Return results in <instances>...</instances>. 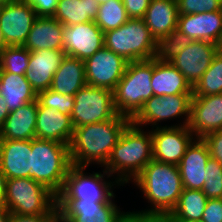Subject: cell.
Listing matches in <instances>:
<instances>
[{
	"label": "cell",
	"instance_id": "obj_1",
	"mask_svg": "<svg viewBox=\"0 0 222 222\" xmlns=\"http://www.w3.org/2000/svg\"><path fill=\"white\" fill-rule=\"evenodd\" d=\"M131 119L117 114L113 119L74 127L69 144L70 162L75 167H103Z\"/></svg>",
	"mask_w": 222,
	"mask_h": 222
},
{
	"label": "cell",
	"instance_id": "obj_2",
	"mask_svg": "<svg viewBox=\"0 0 222 222\" xmlns=\"http://www.w3.org/2000/svg\"><path fill=\"white\" fill-rule=\"evenodd\" d=\"M153 159L151 130L145 131L130 123L104 165V170L110 175L116 173V179L121 185L130 183Z\"/></svg>",
	"mask_w": 222,
	"mask_h": 222
},
{
	"label": "cell",
	"instance_id": "obj_3",
	"mask_svg": "<svg viewBox=\"0 0 222 222\" xmlns=\"http://www.w3.org/2000/svg\"><path fill=\"white\" fill-rule=\"evenodd\" d=\"M143 192L151 208L142 211L171 212L183 191L177 165L152 159L132 181Z\"/></svg>",
	"mask_w": 222,
	"mask_h": 222
},
{
	"label": "cell",
	"instance_id": "obj_4",
	"mask_svg": "<svg viewBox=\"0 0 222 222\" xmlns=\"http://www.w3.org/2000/svg\"><path fill=\"white\" fill-rule=\"evenodd\" d=\"M71 166L68 144L32 139L29 178L41 183L58 196L64 188Z\"/></svg>",
	"mask_w": 222,
	"mask_h": 222
},
{
	"label": "cell",
	"instance_id": "obj_5",
	"mask_svg": "<svg viewBox=\"0 0 222 222\" xmlns=\"http://www.w3.org/2000/svg\"><path fill=\"white\" fill-rule=\"evenodd\" d=\"M153 59L128 62L125 73L113 91L119 115L132 119L153 95Z\"/></svg>",
	"mask_w": 222,
	"mask_h": 222
},
{
	"label": "cell",
	"instance_id": "obj_6",
	"mask_svg": "<svg viewBox=\"0 0 222 222\" xmlns=\"http://www.w3.org/2000/svg\"><path fill=\"white\" fill-rule=\"evenodd\" d=\"M104 46L128 62L156 58L158 42L143 18H129L120 27L104 33Z\"/></svg>",
	"mask_w": 222,
	"mask_h": 222
},
{
	"label": "cell",
	"instance_id": "obj_7",
	"mask_svg": "<svg viewBox=\"0 0 222 222\" xmlns=\"http://www.w3.org/2000/svg\"><path fill=\"white\" fill-rule=\"evenodd\" d=\"M2 205L10 213L36 216L48 214L57 205V196L31 178H13L6 181Z\"/></svg>",
	"mask_w": 222,
	"mask_h": 222
},
{
	"label": "cell",
	"instance_id": "obj_8",
	"mask_svg": "<svg viewBox=\"0 0 222 222\" xmlns=\"http://www.w3.org/2000/svg\"><path fill=\"white\" fill-rule=\"evenodd\" d=\"M86 167L71 166L62 192L57 200H84L92 202H110L115 195L112 186L121 184L115 179L113 182L105 180L111 177L104 169L103 174L94 172L85 173Z\"/></svg>",
	"mask_w": 222,
	"mask_h": 222
},
{
	"label": "cell",
	"instance_id": "obj_9",
	"mask_svg": "<svg viewBox=\"0 0 222 222\" xmlns=\"http://www.w3.org/2000/svg\"><path fill=\"white\" fill-rule=\"evenodd\" d=\"M70 113L74 127L113 119L118 113L114 107L113 91L85 85L74 96Z\"/></svg>",
	"mask_w": 222,
	"mask_h": 222
},
{
	"label": "cell",
	"instance_id": "obj_10",
	"mask_svg": "<svg viewBox=\"0 0 222 222\" xmlns=\"http://www.w3.org/2000/svg\"><path fill=\"white\" fill-rule=\"evenodd\" d=\"M193 94L164 95L162 97L152 96L145 101L139 112L131 119V123L138 127L147 125L161 127L159 122L179 118L185 119L183 123L172 126H188ZM143 125V126H142Z\"/></svg>",
	"mask_w": 222,
	"mask_h": 222
},
{
	"label": "cell",
	"instance_id": "obj_11",
	"mask_svg": "<svg viewBox=\"0 0 222 222\" xmlns=\"http://www.w3.org/2000/svg\"><path fill=\"white\" fill-rule=\"evenodd\" d=\"M60 222H128V213L110 202L57 200Z\"/></svg>",
	"mask_w": 222,
	"mask_h": 222
},
{
	"label": "cell",
	"instance_id": "obj_12",
	"mask_svg": "<svg viewBox=\"0 0 222 222\" xmlns=\"http://www.w3.org/2000/svg\"><path fill=\"white\" fill-rule=\"evenodd\" d=\"M128 61L103 46L84 60L87 85L114 91L123 77Z\"/></svg>",
	"mask_w": 222,
	"mask_h": 222
},
{
	"label": "cell",
	"instance_id": "obj_13",
	"mask_svg": "<svg viewBox=\"0 0 222 222\" xmlns=\"http://www.w3.org/2000/svg\"><path fill=\"white\" fill-rule=\"evenodd\" d=\"M153 159L178 165L187 147L195 139L188 126L157 127L151 130Z\"/></svg>",
	"mask_w": 222,
	"mask_h": 222
},
{
	"label": "cell",
	"instance_id": "obj_14",
	"mask_svg": "<svg viewBox=\"0 0 222 222\" xmlns=\"http://www.w3.org/2000/svg\"><path fill=\"white\" fill-rule=\"evenodd\" d=\"M37 18L26 0H11L0 12V29L8 46H23Z\"/></svg>",
	"mask_w": 222,
	"mask_h": 222
},
{
	"label": "cell",
	"instance_id": "obj_15",
	"mask_svg": "<svg viewBox=\"0 0 222 222\" xmlns=\"http://www.w3.org/2000/svg\"><path fill=\"white\" fill-rule=\"evenodd\" d=\"M221 46L204 40L190 43L170 63L175 66L192 87L201 79L209 68L215 54Z\"/></svg>",
	"mask_w": 222,
	"mask_h": 222
},
{
	"label": "cell",
	"instance_id": "obj_16",
	"mask_svg": "<svg viewBox=\"0 0 222 222\" xmlns=\"http://www.w3.org/2000/svg\"><path fill=\"white\" fill-rule=\"evenodd\" d=\"M63 45L66 55L86 60L104 46V32L94 21L64 26Z\"/></svg>",
	"mask_w": 222,
	"mask_h": 222
},
{
	"label": "cell",
	"instance_id": "obj_17",
	"mask_svg": "<svg viewBox=\"0 0 222 222\" xmlns=\"http://www.w3.org/2000/svg\"><path fill=\"white\" fill-rule=\"evenodd\" d=\"M188 128L195 138L222 130V93L192 97Z\"/></svg>",
	"mask_w": 222,
	"mask_h": 222
},
{
	"label": "cell",
	"instance_id": "obj_18",
	"mask_svg": "<svg viewBox=\"0 0 222 222\" xmlns=\"http://www.w3.org/2000/svg\"><path fill=\"white\" fill-rule=\"evenodd\" d=\"M177 29L193 41H209L222 47V10L178 15Z\"/></svg>",
	"mask_w": 222,
	"mask_h": 222
},
{
	"label": "cell",
	"instance_id": "obj_19",
	"mask_svg": "<svg viewBox=\"0 0 222 222\" xmlns=\"http://www.w3.org/2000/svg\"><path fill=\"white\" fill-rule=\"evenodd\" d=\"M207 144L202 138H195L187 147L181 162L177 165L183 188L202 190L205 182L206 163L210 159Z\"/></svg>",
	"mask_w": 222,
	"mask_h": 222
},
{
	"label": "cell",
	"instance_id": "obj_20",
	"mask_svg": "<svg viewBox=\"0 0 222 222\" xmlns=\"http://www.w3.org/2000/svg\"><path fill=\"white\" fill-rule=\"evenodd\" d=\"M65 55L64 51L49 49L30 52L25 77L36 93L51 87L54 73Z\"/></svg>",
	"mask_w": 222,
	"mask_h": 222
},
{
	"label": "cell",
	"instance_id": "obj_21",
	"mask_svg": "<svg viewBox=\"0 0 222 222\" xmlns=\"http://www.w3.org/2000/svg\"><path fill=\"white\" fill-rule=\"evenodd\" d=\"M32 140H0V168L7 179L29 178Z\"/></svg>",
	"mask_w": 222,
	"mask_h": 222
},
{
	"label": "cell",
	"instance_id": "obj_22",
	"mask_svg": "<svg viewBox=\"0 0 222 222\" xmlns=\"http://www.w3.org/2000/svg\"><path fill=\"white\" fill-rule=\"evenodd\" d=\"M73 132L74 126L70 115L42 106L38 102L35 138L54 140L69 145Z\"/></svg>",
	"mask_w": 222,
	"mask_h": 222
},
{
	"label": "cell",
	"instance_id": "obj_23",
	"mask_svg": "<svg viewBox=\"0 0 222 222\" xmlns=\"http://www.w3.org/2000/svg\"><path fill=\"white\" fill-rule=\"evenodd\" d=\"M63 31L64 25L57 19L37 17L23 47L30 52L44 49L64 51Z\"/></svg>",
	"mask_w": 222,
	"mask_h": 222
},
{
	"label": "cell",
	"instance_id": "obj_24",
	"mask_svg": "<svg viewBox=\"0 0 222 222\" xmlns=\"http://www.w3.org/2000/svg\"><path fill=\"white\" fill-rule=\"evenodd\" d=\"M38 101L27 103L9 113L0 129V140H32L35 138Z\"/></svg>",
	"mask_w": 222,
	"mask_h": 222
},
{
	"label": "cell",
	"instance_id": "obj_25",
	"mask_svg": "<svg viewBox=\"0 0 222 222\" xmlns=\"http://www.w3.org/2000/svg\"><path fill=\"white\" fill-rule=\"evenodd\" d=\"M153 95L193 94V87L184 75L170 62L153 58V76L151 79Z\"/></svg>",
	"mask_w": 222,
	"mask_h": 222
},
{
	"label": "cell",
	"instance_id": "obj_26",
	"mask_svg": "<svg viewBox=\"0 0 222 222\" xmlns=\"http://www.w3.org/2000/svg\"><path fill=\"white\" fill-rule=\"evenodd\" d=\"M143 19L151 35L159 42L177 28L178 11L176 0H150Z\"/></svg>",
	"mask_w": 222,
	"mask_h": 222
},
{
	"label": "cell",
	"instance_id": "obj_27",
	"mask_svg": "<svg viewBox=\"0 0 222 222\" xmlns=\"http://www.w3.org/2000/svg\"><path fill=\"white\" fill-rule=\"evenodd\" d=\"M87 85L84 60L65 55L54 73L50 89L64 95L74 96Z\"/></svg>",
	"mask_w": 222,
	"mask_h": 222
},
{
	"label": "cell",
	"instance_id": "obj_28",
	"mask_svg": "<svg viewBox=\"0 0 222 222\" xmlns=\"http://www.w3.org/2000/svg\"><path fill=\"white\" fill-rule=\"evenodd\" d=\"M0 94L7 103L10 112L37 100V93L27 81L25 75L0 70Z\"/></svg>",
	"mask_w": 222,
	"mask_h": 222
},
{
	"label": "cell",
	"instance_id": "obj_29",
	"mask_svg": "<svg viewBox=\"0 0 222 222\" xmlns=\"http://www.w3.org/2000/svg\"><path fill=\"white\" fill-rule=\"evenodd\" d=\"M99 6L96 0H59L53 18L64 26L95 21Z\"/></svg>",
	"mask_w": 222,
	"mask_h": 222
},
{
	"label": "cell",
	"instance_id": "obj_30",
	"mask_svg": "<svg viewBox=\"0 0 222 222\" xmlns=\"http://www.w3.org/2000/svg\"><path fill=\"white\" fill-rule=\"evenodd\" d=\"M207 201L202 190L184 188L171 212L178 222H200Z\"/></svg>",
	"mask_w": 222,
	"mask_h": 222
},
{
	"label": "cell",
	"instance_id": "obj_31",
	"mask_svg": "<svg viewBox=\"0 0 222 222\" xmlns=\"http://www.w3.org/2000/svg\"><path fill=\"white\" fill-rule=\"evenodd\" d=\"M222 93V47L215 54L209 68L193 87L192 97Z\"/></svg>",
	"mask_w": 222,
	"mask_h": 222
},
{
	"label": "cell",
	"instance_id": "obj_32",
	"mask_svg": "<svg viewBox=\"0 0 222 222\" xmlns=\"http://www.w3.org/2000/svg\"><path fill=\"white\" fill-rule=\"evenodd\" d=\"M128 19L129 18L122 1L109 0L100 4L97 17L94 22L105 33L125 24Z\"/></svg>",
	"mask_w": 222,
	"mask_h": 222
},
{
	"label": "cell",
	"instance_id": "obj_33",
	"mask_svg": "<svg viewBox=\"0 0 222 222\" xmlns=\"http://www.w3.org/2000/svg\"><path fill=\"white\" fill-rule=\"evenodd\" d=\"M30 51L23 46H7L0 54V70L25 75Z\"/></svg>",
	"mask_w": 222,
	"mask_h": 222
},
{
	"label": "cell",
	"instance_id": "obj_34",
	"mask_svg": "<svg viewBox=\"0 0 222 222\" xmlns=\"http://www.w3.org/2000/svg\"><path fill=\"white\" fill-rule=\"evenodd\" d=\"M192 42L189 36L176 28L158 42L156 58L162 62H170Z\"/></svg>",
	"mask_w": 222,
	"mask_h": 222
},
{
	"label": "cell",
	"instance_id": "obj_35",
	"mask_svg": "<svg viewBox=\"0 0 222 222\" xmlns=\"http://www.w3.org/2000/svg\"><path fill=\"white\" fill-rule=\"evenodd\" d=\"M205 170V182L202 191L208 199L222 198V165L210 157Z\"/></svg>",
	"mask_w": 222,
	"mask_h": 222
},
{
	"label": "cell",
	"instance_id": "obj_36",
	"mask_svg": "<svg viewBox=\"0 0 222 222\" xmlns=\"http://www.w3.org/2000/svg\"><path fill=\"white\" fill-rule=\"evenodd\" d=\"M37 101L45 107L54 108L58 112L70 115L74 107V97L61 94L52 89L37 93Z\"/></svg>",
	"mask_w": 222,
	"mask_h": 222
},
{
	"label": "cell",
	"instance_id": "obj_37",
	"mask_svg": "<svg viewBox=\"0 0 222 222\" xmlns=\"http://www.w3.org/2000/svg\"><path fill=\"white\" fill-rule=\"evenodd\" d=\"M178 15L222 10V0H176Z\"/></svg>",
	"mask_w": 222,
	"mask_h": 222
},
{
	"label": "cell",
	"instance_id": "obj_38",
	"mask_svg": "<svg viewBox=\"0 0 222 222\" xmlns=\"http://www.w3.org/2000/svg\"><path fill=\"white\" fill-rule=\"evenodd\" d=\"M128 222H178L172 212L133 211L128 213Z\"/></svg>",
	"mask_w": 222,
	"mask_h": 222
},
{
	"label": "cell",
	"instance_id": "obj_39",
	"mask_svg": "<svg viewBox=\"0 0 222 222\" xmlns=\"http://www.w3.org/2000/svg\"><path fill=\"white\" fill-rule=\"evenodd\" d=\"M9 222H60V212L56 205L48 214L27 216L11 213Z\"/></svg>",
	"mask_w": 222,
	"mask_h": 222
},
{
	"label": "cell",
	"instance_id": "obj_40",
	"mask_svg": "<svg viewBox=\"0 0 222 222\" xmlns=\"http://www.w3.org/2000/svg\"><path fill=\"white\" fill-rule=\"evenodd\" d=\"M202 139L208 146L211 158L222 165V130L211 132Z\"/></svg>",
	"mask_w": 222,
	"mask_h": 222
},
{
	"label": "cell",
	"instance_id": "obj_41",
	"mask_svg": "<svg viewBox=\"0 0 222 222\" xmlns=\"http://www.w3.org/2000/svg\"><path fill=\"white\" fill-rule=\"evenodd\" d=\"M200 222H222V198L208 199Z\"/></svg>",
	"mask_w": 222,
	"mask_h": 222
},
{
	"label": "cell",
	"instance_id": "obj_42",
	"mask_svg": "<svg viewBox=\"0 0 222 222\" xmlns=\"http://www.w3.org/2000/svg\"><path fill=\"white\" fill-rule=\"evenodd\" d=\"M35 10L37 17H53L59 0H26Z\"/></svg>",
	"mask_w": 222,
	"mask_h": 222
},
{
	"label": "cell",
	"instance_id": "obj_43",
	"mask_svg": "<svg viewBox=\"0 0 222 222\" xmlns=\"http://www.w3.org/2000/svg\"><path fill=\"white\" fill-rule=\"evenodd\" d=\"M128 18H143L150 4V0H121Z\"/></svg>",
	"mask_w": 222,
	"mask_h": 222
},
{
	"label": "cell",
	"instance_id": "obj_44",
	"mask_svg": "<svg viewBox=\"0 0 222 222\" xmlns=\"http://www.w3.org/2000/svg\"><path fill=\"white\" fill-rule=\"evenodd\" d=\"M10 111L8 109L7 103L0 94V129L3 127L6 118L8 117Z\"/></svg>",
	"mask_w": 222,
	"mask_h": 222
},
{
	"label": "cell",
	"instance_id": "obj_45",
	"mask_svg": "<svg viewBox=\"0 0 222 222\" xmlns=\"http://www.w3.org/2000/svg\"><path fill=\"white\" fill-rule=\"evenodd\" d=\"M6 181H7V178H6L5 174L1 171V168H0V204L3 203V200L5 198Z\"/></svg>",
	"mask_w": 222,
	"mask_h": 222
},
{
	"label": "cell",
	"instance_id": "obj_46",
	"mask_svg": "<svg viewBox=\"0 0 222 222\" xmlns=\"http://www.w3.org/2000/svg\"><path fill=\"white\" fill-rule=\"evenodd\" d=\"M10 214L7 208L0 204V222H9Z\"/></svg>",
	"mask_w": 222,
	"mask_h": 222
},
{
	"label": "cell",
	"instance_id": "obj_47",
	"mask_svg": "<svg viewBox=\"0 0 222 222\" xmlns=\"http://www.w3.org/2000/svg\"><path fill=\"white\" fill-rule=\"evenodd\" d=\"M6 41L4 39L3 33L0 29V54L7 47Z\"/></svg>",
	"mask_w": 222,
	"mask_h": 222
},
{
	"label": "cell",
	"instance_id": "obj_48",
	"mask_svg": "<svg viewBox=\"0 0 222 222\" xmlns=\"http://www.w3.org/2000/svg\"><path fill=\"white\" fill-rule=\"evenodd\" d=\"M11 0H0V5H5L6 3L10 2Z\"/></svg>",
	"mask_w": 222,
	"mask_h": 222
},
{
	"label": "cell",
	"instance_id": "obj_49",
	"mask_svg": "<svg viewBox=\"0 0 222 222\" xmlns=\"http://www.w3.org/2000/svg\"><path fill=\"white\" fill-rule=\"evenodd\" d=\"M96 1H98L99 4H103V3H105V2H107L109 0H96Z\"/></svg>",
	"mask_w": 222,
	"mask_h": 222
}]
</instances>
